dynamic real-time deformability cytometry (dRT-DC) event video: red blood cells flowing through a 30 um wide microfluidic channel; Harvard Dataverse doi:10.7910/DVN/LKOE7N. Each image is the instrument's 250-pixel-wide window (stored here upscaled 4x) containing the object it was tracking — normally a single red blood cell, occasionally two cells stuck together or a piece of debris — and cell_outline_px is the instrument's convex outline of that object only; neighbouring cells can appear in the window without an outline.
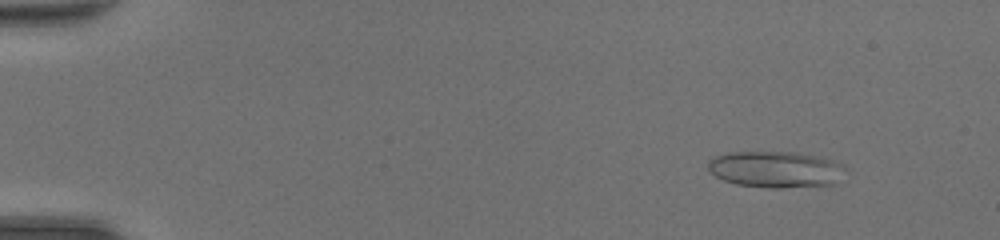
{"species": "common noctule bat (a hibernating species)", "species_latin": "Nyctalus noctula", "temperature_condition": "room temperature", "stored_images_in_passage": 48, "camera_frame_rate_fps": 3000, "um_per_image_px": 0.085, "animal": {"sex": "female", "body_mass_g": 20.0, "forearm_length_mm": 54.0}, "frame": {"image": 1, "passage_image": 6, "time_ms": 1.667, "image_size_px": [1000, 240], "cell_outline_px": [[848, 172], [840, 184], [780, 188], [768, 188], [736, 184], [724, 180], [716, 176], [708, 168], [708, 160], [712, 156], [728, 152], [800, 152], [820, 156], [836, 160], [844, 164], [848, 168]], "centroid_in_image_um": [66.06, 14.39], "position_along_channel_um": 18.9, "area_um2": 30.11}}
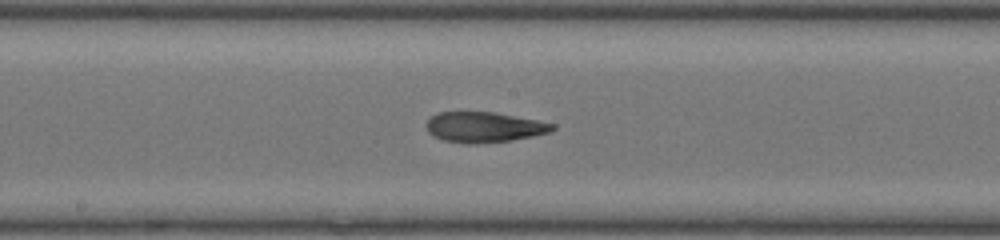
{"frame": {"image": 2, "passage_image": 27, "time_ms": 8.667, "image_size_px": [1000, 240], "cell_outline_px": [[556, 128], [548, 132], [532, 136], [512, 140], [476, 144], [468, 144], [444, 140], [432, 136], [428, 132], [424, 124], [436, 112], [496, 112], [556, 124]], "centroid_in_image_um": [41.11, 10.8], "position_along_channel_um": 207.1, "area_um2": 22.43}}
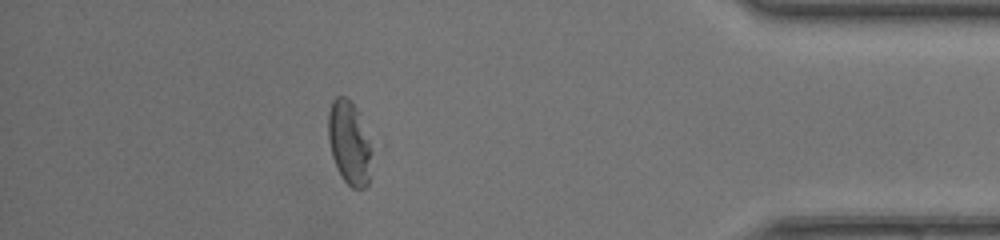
{"frame": {"image": 3, "passage_image": 43, "time_ms": 14.0, "image_size_px": [1000, 240], "cell_outline_px": [[368, 184], [364, 188], [352, 188], [340, 176], [336, 168], [332, 156], [328, 140], [328, 112], [332, 100], [336, 96], [344, 96], [356, 108], [368, 140]], "centroid_in_image_um": [29.6, 12.13], "position_along_channel_um": 405.6, "area_um2": 20.35}, "authors_computed_cell_mechanics": {"area_um2": 23.6691, "velocity_mm_per_s": 4.4302, "shape_relaxation_time_tau1_ms": null, "shape_relaxation_time_tau2_ms": 2.4626, "deformation_change_tau1": null, "deformation_change_tau2": 0.0963}}